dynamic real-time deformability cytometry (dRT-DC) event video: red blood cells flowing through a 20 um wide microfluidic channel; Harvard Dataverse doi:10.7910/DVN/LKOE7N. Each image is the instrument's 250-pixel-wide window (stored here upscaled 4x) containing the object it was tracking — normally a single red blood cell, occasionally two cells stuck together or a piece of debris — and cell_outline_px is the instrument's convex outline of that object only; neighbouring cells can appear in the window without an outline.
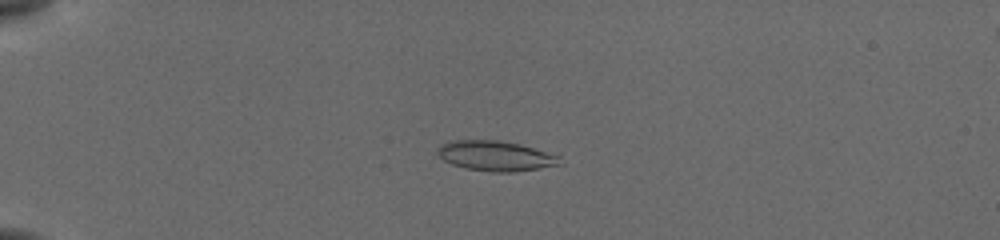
{"species": "common noctule bat (a hibernating species)", "species_latin": "Nyctalus noctula", "temperature_condition": "cold", "stored_images_in_passage": 42, "camera_frame_rate_fps": 3000, "um_per_image_px": 0.085, "animal": {"sex": "female", "body_mass_g": 19.5, "forearm_length_mm": 54.1}, "frame": {"image": 1, "passage_image": 2, "time_ms": 0.333, "image_size_px": [1000, 240], "cell_outline_px": [[564, 164], [540, 168], [512, 172], [492, 172], [468, 168], [452, 164], [444, 160], [436, 152], [436, 148], [440, 144], [452, 140], [496, 140], [520, 144], [560, 156]], "centroid_in_image_um": [42.14, 13.25], "position_along_channel_um": 42.9, "area_um2": 21.44}}
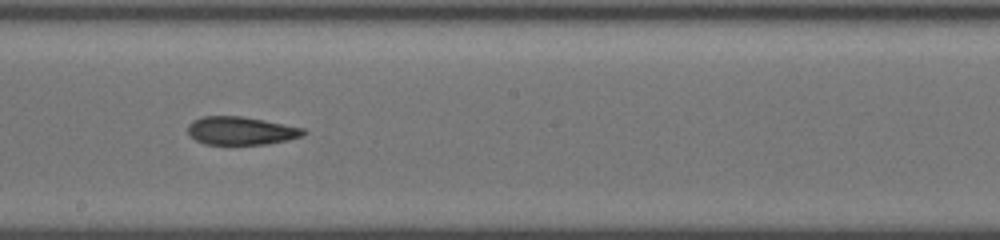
{"frame": {"image": 2, "passage_image": 20, "time_ms": 6.333, "image_size_px": [1000, 240], "cell_outline_px": [[308, 132], [304, 136], [288, 140], [268, 144], [204, 144], [196, 140], [188, 132], [188, 124], [192, 120], [204, 116], [240, 116], [264, 120], [304, 128]], "centroid_in_image_um": [20.51, 11.11], "position_along_channel_um": 227.7, "area_um2": 19.02}}
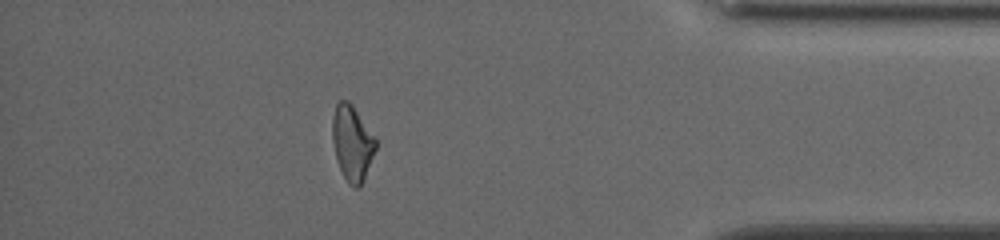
{"frame": {"image": 3, "passage_image": 36, "time_ms": 11.667, "image_size_px": [1000, 240], "cell_outline_px": [[376, 148], [364, 180], [360, 188], [352, 188], [348, 184], [340, 168], [336, 156], [332, 140], [332, 116], [336, 104], [340, 100], [348, 100], [352, 104], [376, 140]], "centroid_in_image_um": [29.92, 12.18], "position_along_channel_um": 405.3, "area_um2": 18.9}, "authors_computed_cell_mechanics": {"area_um2": 19.2763, "velocity_mm_per_s": 3.8854, "shape_relaxation_time_tau1_ms": null, "shape_relaxation_time_tau2_ms": 2.462, "deformation_change_tau1": null, "deformation_change_tau2": 0.1108}}